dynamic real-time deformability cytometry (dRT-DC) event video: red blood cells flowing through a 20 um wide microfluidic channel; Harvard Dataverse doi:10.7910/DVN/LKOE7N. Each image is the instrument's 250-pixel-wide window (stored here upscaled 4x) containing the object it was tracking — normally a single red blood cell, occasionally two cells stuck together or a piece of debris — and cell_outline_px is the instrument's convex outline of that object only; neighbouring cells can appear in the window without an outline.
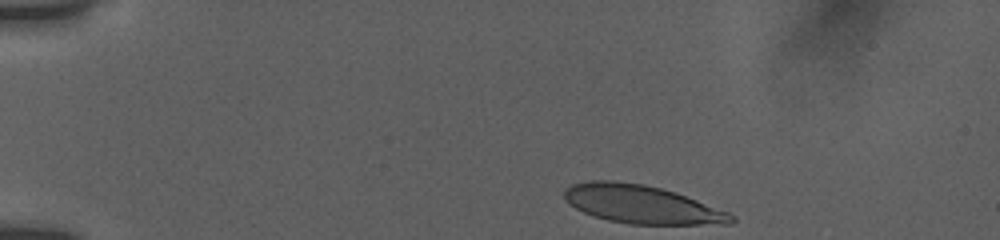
{"species": "human", "species_latin": "Homo sapiens", "temperature_condition": "room temperature", "stored_images_in_passage": 27, "camera_frame_rate_fps": 3000, "um_per_image_px": 0.085, "donor": {"sex": "female"}, "frame": {"image": 1, "passage_image": 1, "time_ms": 0.0, "image_size_px": [1000, 240], "cell_outline_px": [[736, 220], [732, 224], [628, 224], [608, 220], [584, 212], [568, 204], [564, 200], [564, 192], [572, 184], [588, 180], [616, 180], [644, 184], [676, 192], [728, 212], [736, 216]], "centroid_in_image_um": [54.54, 17.36], "position_along_channel_um": 30.5, "area_um2": 37.28}}
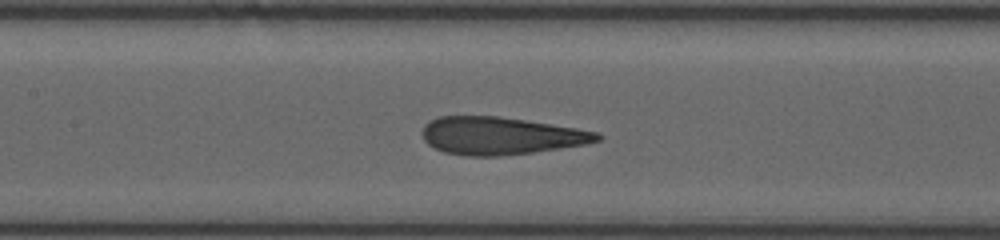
{"frame": {"image": 2, "passage_image": 15, "time_ms": 5.667, "image_size_px": [1000, 240], "cell_outline_px": [[604, 136], [600, 140], [588, 144], [532, 152], [496, 156], [468, 156], [444, 152], [428, 144], [424, 140], [420, 132], [424, 124], [428, 120], [440, 116], [500, 116], [576, 128], [600, 132]], "centroid_in_image_um": [42.54, 11.53], "position_along_channel_um": 164.9, "area_um2": 38.49}}
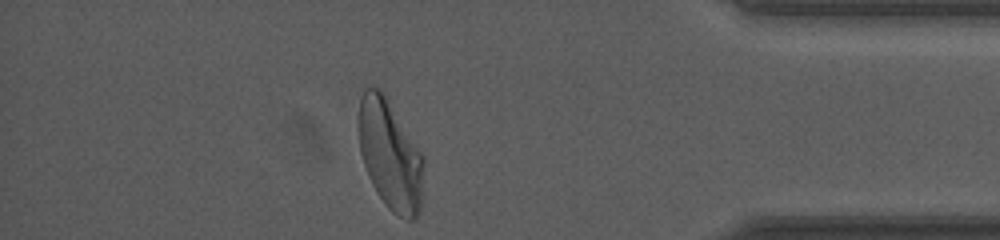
{"frame": {"image": 3, "passage_image": 27, "time_ms": 12.667, "image_size_px": [1000, 240], "cell_outline_px": [[424, 168], [420, 208], [416, 216], [412, 220], [408, 220], [392, 212], [388, 208], [372, 184], [364, 164], [360, 152], [360, 100], [364, 88], [380, 88], [384, 92], [424, 156]], "centroid_in_image_um": [33.19, 13.16], "position_along_channel_um": 402.0, "area_um2": 41.21}, "authors_computed_cell_mechanics": {"area_um2": 39.0728, "velocity_mm_per_s": 3.818, "shape_relaxation_time_tau1_ms": 5.1476, "shape_relaxation_time_tau2_ms": 0.867, "deformation_change_tau1": 0.1964, "deformation_change_tau2": 0.0861}}